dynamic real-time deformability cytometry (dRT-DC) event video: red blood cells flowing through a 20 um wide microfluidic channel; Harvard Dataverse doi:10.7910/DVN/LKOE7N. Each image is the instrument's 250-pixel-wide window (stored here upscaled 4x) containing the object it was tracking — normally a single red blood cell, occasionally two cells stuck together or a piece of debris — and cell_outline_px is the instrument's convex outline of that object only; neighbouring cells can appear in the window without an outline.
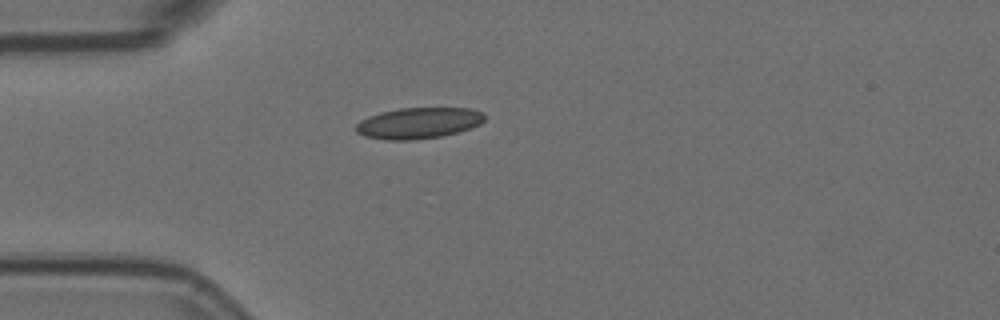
{"species": "Egyptian fruit bat (a non-hibernating species)", "species_latin": "Rousettus aegyptiacus", "temperature_condition": "room temperature", "stored_images_in_passage": 3, "camera_frame_rate_fps": 3000, "um_per_image_px": 0.085, "animal": {"sex": "female"}, "frame": {"image": 1, "passage_image": 1, "time_ms": 0.0, "image_size_px": [1000, 320], "cell_outline_px": [[484, 120], [480, 124], [456, 132], [440, 136], [416, 140], [384, 140], [364, 136], [356, 132], [356, 124], [360, 120], [368, 116], [380, 112], [400, 108], [472, 108], [484, 112]], "centroid_in_image_um": [35.54, 10.46], "position_along_channel_um": 49.5, "area_um2": 23.35}}